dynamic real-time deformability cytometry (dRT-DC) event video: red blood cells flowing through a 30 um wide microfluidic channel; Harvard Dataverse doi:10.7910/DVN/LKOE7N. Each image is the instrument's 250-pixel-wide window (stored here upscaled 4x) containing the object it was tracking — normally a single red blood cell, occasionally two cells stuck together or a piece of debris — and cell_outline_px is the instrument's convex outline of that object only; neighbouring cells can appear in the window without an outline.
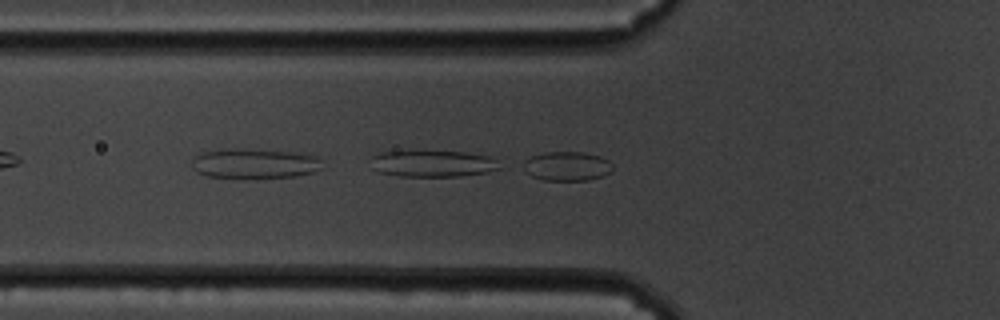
{"species": "common noctule bat (a hibernating species)", "species_latin": "Nyctalus noctula", "temperature_condition": "cold", "stored_images_in_passage": 44, "camera_frame_rate_fps": 3000, "um_per_image_px": 0.085, "animal": {"sex": "male", "body_mass_g": 19.5, "forearm_length_mm": 54.6}, "frame": {"image": 1, "passage_image": 7, "time_ms": 2.0, "image_size_px": [1000, 320], "cell_outline_px": [[612, 172], [604, 176], [588, 180], [544, 180], [532, 176], [516, 168], [524, 160], [532, 156], [544, 152], [584, 152], [600, 156], [608, 160], [612, 164]], "centroid_in_image_um": [48.12, 14.13], "position_along_channel_um": 77.7, "area_um2": 15.66}, "authors_computed_cell_mechanics": {"area_um2": 15.2881, "velocity_mm_per_s": 3.3969, "shape_relaxation_time_tau1_ms": 0.1859, "shape_relaxation_time_tau2_ms": 8.0694, "deformation_change_tau1": 0.2805, "deformation_change_tau2": 0.0524}}